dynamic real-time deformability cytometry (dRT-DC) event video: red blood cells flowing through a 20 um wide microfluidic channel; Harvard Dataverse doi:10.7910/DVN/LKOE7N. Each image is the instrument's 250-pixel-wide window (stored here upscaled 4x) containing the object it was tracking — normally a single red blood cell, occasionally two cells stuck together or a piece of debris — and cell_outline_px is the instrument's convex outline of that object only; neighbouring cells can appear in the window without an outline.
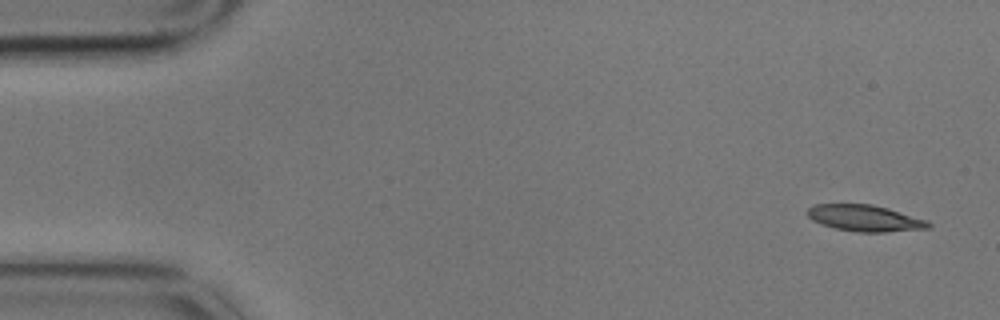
{"species": "common noctule bat (a hibernating species)", "species_latin": "Nyctalus noctula", "temperature_condition": "cold", "stored_images_in_passage": 6, "camera_frame_rate_fps": 3000, "um_per_image_px": 0.085, "animal": {"sex": "male", "body_mass_g": 17.9}, "frame": {"image": 1, "passage_image": 1, "time_ms": 0.0, "image_size_px": [1000, 320], "cell_outline_px": [[932, 224], [928, 228], [884, 232], [856, 232], [836, 228], [820, 224], [812, 220], [808, 216], [808, 208], [812, 204], [872, 204], [888, 208], [928, 220]], "centroid_in_image_um": [73.51, 18.54], "position_along_channel_um": 11.5, "area_um2": 18.61}}
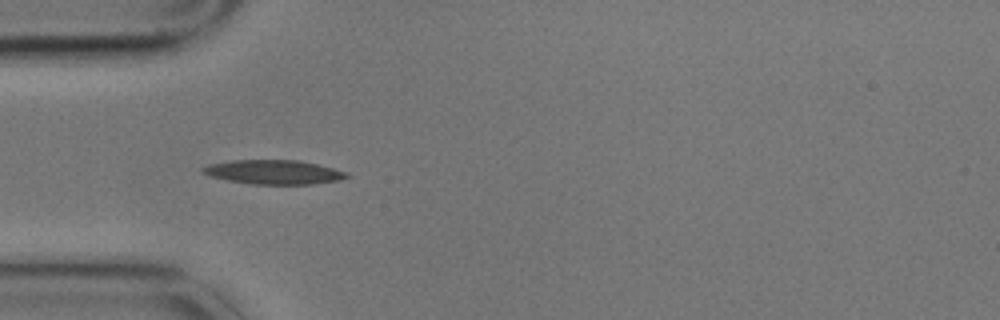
{"frame": {"image": 2, "passage_image": 5, "time_ms": 1.333, "image_size_px": [1000, 320], "cell_outline_px": [[352, 176], [340, 180], [312, 184], [252, 184], [228, 180], [212, 176], [200, 172], [200, 168], [208, 164], [232, 160], [300, 160], [348, 172]], "centroid_in_image_um": [23.27, 14.62], "position_along_channel_um": 61.7, "area_um2": 20.35}}